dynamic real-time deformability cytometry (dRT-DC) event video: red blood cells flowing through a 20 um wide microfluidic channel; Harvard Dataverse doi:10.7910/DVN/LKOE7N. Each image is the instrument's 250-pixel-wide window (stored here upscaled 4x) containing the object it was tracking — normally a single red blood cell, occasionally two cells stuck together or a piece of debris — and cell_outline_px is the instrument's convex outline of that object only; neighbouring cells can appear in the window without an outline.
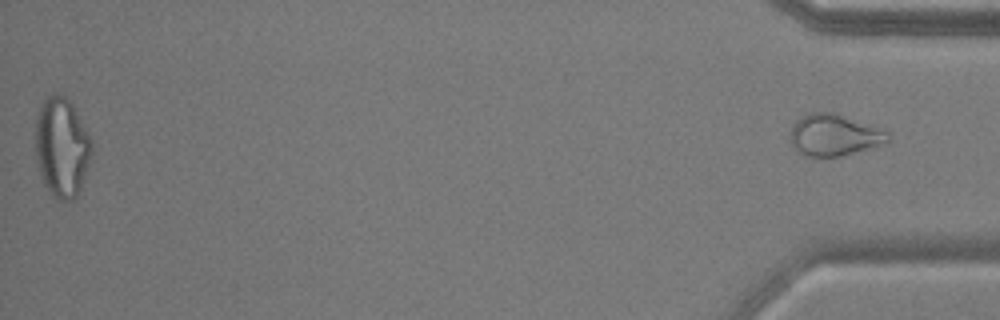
{"species": "common noctule bat (a hibernating species)", "species_latin": "Nyctalus noctula", "temperature_condition": "warm", "stored_images_in_passage": 51, "segment_of_instrument_passage": [2, 2], "camera_frame_rate_fps": 3000, "um_per_image_px": 0.085, "animal": {"sex": "male", "body_mass_g": 17.9, "forearm_length_mm": 54.2}, "frame": {"image": 1, "passage_image": 51, "time_ms": 16.667, "image_size_px": [1000, 320], "cell_outline_px": [[892, 136], [888, 140], [840, 156], [808, 156], [796, 152], [792, 144], [792, 124], [796, 120], [812, 112], [832, 112], [844, 116], [884, 132]], "centroid_in_image_um": [70.79, 11.48], "position_along_channel_um": 364.4, "area_um2": 22.43}}